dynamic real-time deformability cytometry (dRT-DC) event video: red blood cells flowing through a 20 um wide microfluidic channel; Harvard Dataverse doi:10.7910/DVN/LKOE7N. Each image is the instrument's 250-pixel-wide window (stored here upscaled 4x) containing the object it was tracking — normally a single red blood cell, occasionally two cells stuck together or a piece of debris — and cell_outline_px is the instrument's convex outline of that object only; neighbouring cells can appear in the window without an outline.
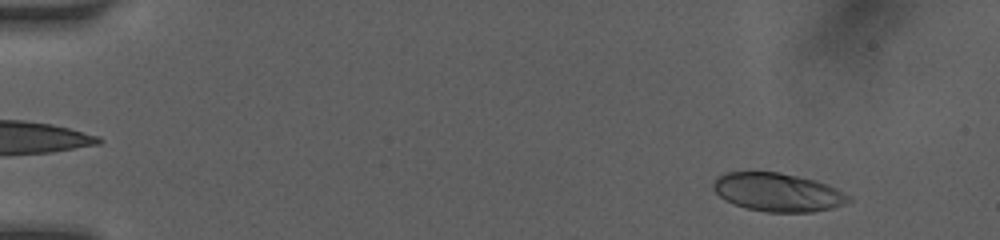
{"species": "human", "species_latin": "Homo sapiens", "temperature_condition": "room temperature", "stored_images_in_passage": 49, "camera_frame_rate_fps": 3000, "um_per_image_px": 0.085, "donor": {"sex": "female"}, "frame": {"image": 1, "passage_image": 4, "time_ms": 1.0, "image_size_px": [1000, 240], "cell_outline_px": [[852, 200], [844, 204], [832, 208], [812, 212], [768, 212], [748, 208], [724, 200], [712, 188], [712, 184], [716, 176], [724, 172], [776, 172], [816, 180], [828, 184], [852, 196]], "centroid_in_image_um": [66.12, 16.34], "position_along_channel_um": 18.9, "area_um2": 30.35}}
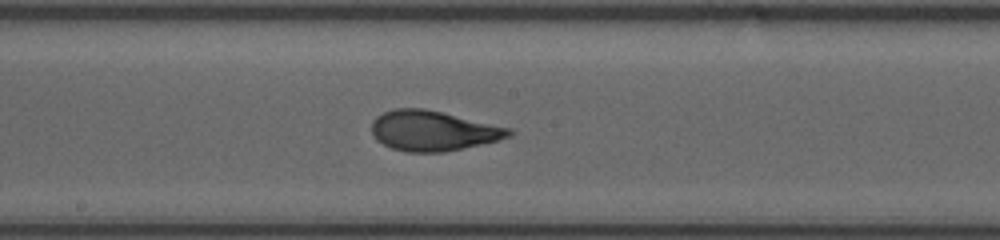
{"frame": {"image": 2, "passage_image": 27, "time_ms": 8.667, "image_size_px": [1000, 240], "cell_outline_px": [[512, 136], [480, 144], [444, 152], [408, 152], [392, 148], [376, 140], [372, 132], [372, 120], [376, 116], [384, 112], [396, 108], [424, 108], [512, 128]], "centroid_in_image_um": [36.79, 11.11], "position_along_channel_um": 211.4, "area_um2": 31.91}}
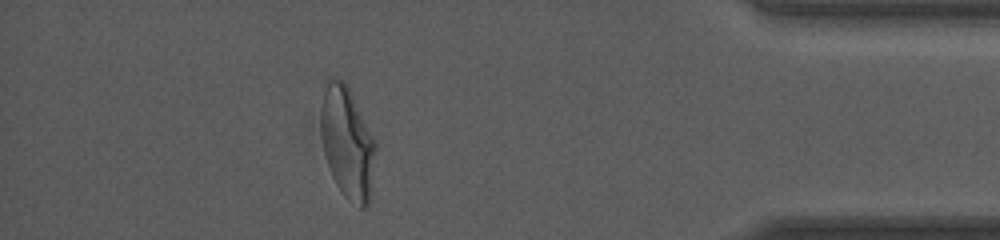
{"frame": {"image": 3, "passage_image": 44, "time_ms": 14.333, "image_size_px": [1000, 240], "cell_outline_px": [[376, 148], [368, 204], [364, 208], [360, 208], [348, 200], [340, 192], [332, 176], [324, 152], [320, 132], [320, 108], [328, 76], [344, 80], [376, 140]], "centroid_in_image_um": [29.5, 12.11], "position_along_channel_um": 405.7, "area_um2": 35.6}, "authors_computed_cell_mechanics": {"area_um2": 31.501, "velocity_mm_per_s": 4.1086, "shape_relaxation_time_tau1_ms": 4.8031, "shape_relaxation_time_tau2_ms": 0.9241, "deformation_change_tau1": 0.1969, "deformation_change_tau2": 0.0722}}